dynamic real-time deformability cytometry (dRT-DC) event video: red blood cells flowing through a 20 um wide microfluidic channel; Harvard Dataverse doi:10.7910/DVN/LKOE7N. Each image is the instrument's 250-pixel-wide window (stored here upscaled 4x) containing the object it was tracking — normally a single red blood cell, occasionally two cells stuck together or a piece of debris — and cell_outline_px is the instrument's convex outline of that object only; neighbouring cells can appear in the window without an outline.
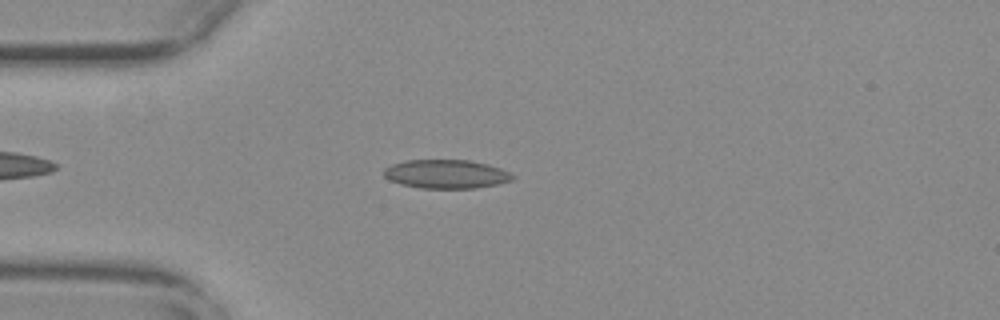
{"species": "common noctule bat (a hibernating species)", "species_latin": "Nyctalus noctula", "temperature_condition": "warm", "stored_images_in_passage": 43, "camera_frame_rate_fps": 3000, "um_per_image_px": 0.085, "animal": {"sex": "female", "body_mass_g": 29.2, "forearm_length_mm": 56.3}, "frame": {"image": 1, "passage_image": 7, "time_ms": 2.0, "image_size_px": [1000, 320], "cell_outline_px": [[516, 176], [512, 180], [496, 184], [476, 188], [420, 188], [400, 184], [388, 180], [384, 176], [384, 168], [392, 164], [408, 160], [468, 160], [488, 164], [500, 168]], "centroid_in_image_um": [37.9, 14.79], "position_along_channel_um": 47.1, "area_um2": 21.56}}
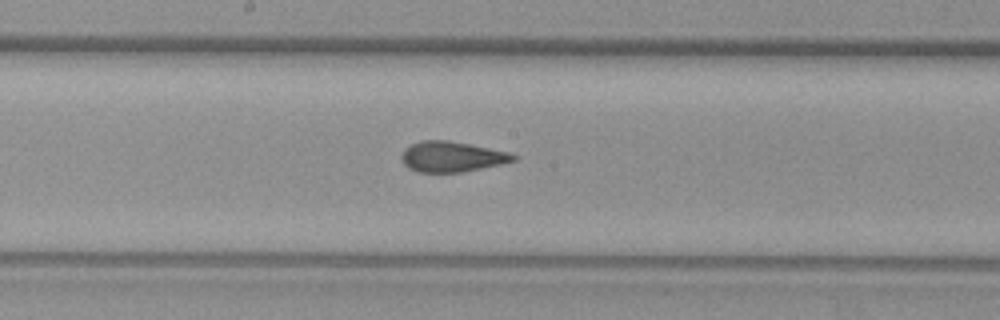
{"frame": {"image": 2, "passage_image": 21, "time_ms": 6.667, "image_size_px": [1000, 320], "cell_outline_px": [[516, 160], [500, 164], [460, 172], [420, 172], [408, 168], [404, 164], [400, 156], [404, 148], [420, 140], [448, 140], [508, 152], [516, 156]], "centroid_in_image_um": [38.34, 13.31], "position_along_channel_um": 209.9, "area_um2": 19.59}}
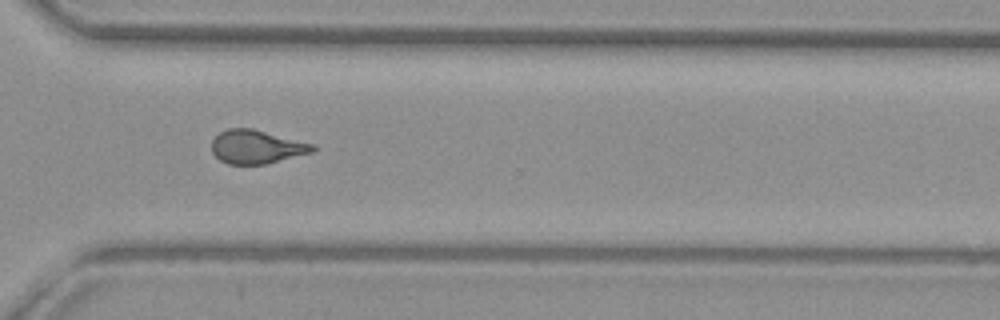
{"frame": {"image": 3, "passage_image": 32, "time_ms": 10.333, "image_size_px": [1000, 320], "cell_outline_px": [[316, 148], [312, 152], [268, 164], [228, 164], [220, 160], [212, 152], [212, 140], [220, 132], [228, 128], [252, 128], [316, 144]], "centroid_in_image_um": [21.83, 12.48], "position_along_channel_um": 348.8, "area_um2": 19.88}, "authors_computed_cell_mechanics": {"area_um2": 20.23, "velocity_mm_per_s": 3.8015, "shape_relaxation_time_tau1_ms": null, "shape_relaxation_time_tau2_ms": 1.6495, "deformation_change_tau1": null, "deformation_change_tau2": 0.0778}}